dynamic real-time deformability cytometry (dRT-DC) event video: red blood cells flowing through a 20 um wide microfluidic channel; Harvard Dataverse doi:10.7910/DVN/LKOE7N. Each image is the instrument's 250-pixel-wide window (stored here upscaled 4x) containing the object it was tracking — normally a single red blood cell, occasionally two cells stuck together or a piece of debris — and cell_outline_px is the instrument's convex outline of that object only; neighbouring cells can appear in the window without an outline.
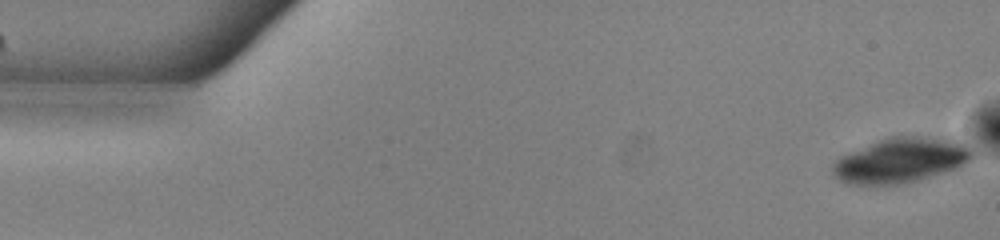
{"species": "common noctule bat (a hibernating species)", "species_latin": "Nyctalus noctula", "temperature_condition": "warm", "stored_images_in_passage": 52, "camera_frame_rate_fps": 3000, "um_per_image_px": 0.085, "animal": {"sex": "male", "body_mass_g": 13.0, "forearm_length_mm": 53.1}, "frame": {"image": 1, "passage_image": 1, "time_ms": 0.0, "image_size_px": [1000, 240], "cell_outline_px": [[972, 156], [964, 164], [956, 168], [916, 180], [900, 184], [844, 184], [832, 172], [832, 164], [840, 156], [888, 136], [916, 136], [960, 140], [972, 152]], "centroid_in_image_um": [76.52, 13.61], "position_along_channel_um": 8.5, "area_um2": 36.13}}